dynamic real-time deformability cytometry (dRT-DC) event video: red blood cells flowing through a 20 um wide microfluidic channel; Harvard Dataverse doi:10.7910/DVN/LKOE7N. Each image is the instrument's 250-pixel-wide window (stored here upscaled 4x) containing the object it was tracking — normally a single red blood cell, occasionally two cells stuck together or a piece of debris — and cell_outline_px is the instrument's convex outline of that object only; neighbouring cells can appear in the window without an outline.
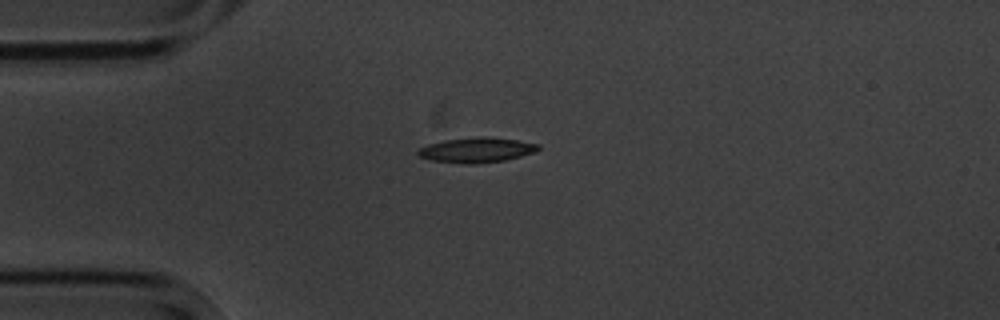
{"species": "common noctule bat (a hibernating species)", "species_latin": "Nyctalus noctula", "temperature_condition": "cold", "stored_images_in_passage": 4, "camera_frame_rate_fps": 3000, "um_per_image_px": 0.085, "animal": {"sex": "male", "body_mass_g": 20.1, "forearm_length_mm": 53.5}, "frame": {"image": 1, "passage_image": 1, "time_ms": 0.0, "image_size_px": [1000, 320], "cell_outline_px": [[540, 148], [536, 152], [504, 160], [472, 164], [464, 164], [432, 160], [420, 156], [416, 152], [420, 148], [428, 144], [444, 140], [484, 136], [516, 140], [540, 144]], "centroid_in_image_um": [40.52, 12.75], "position_along_channel_um": 44.5, "area_um2": 17.34}}
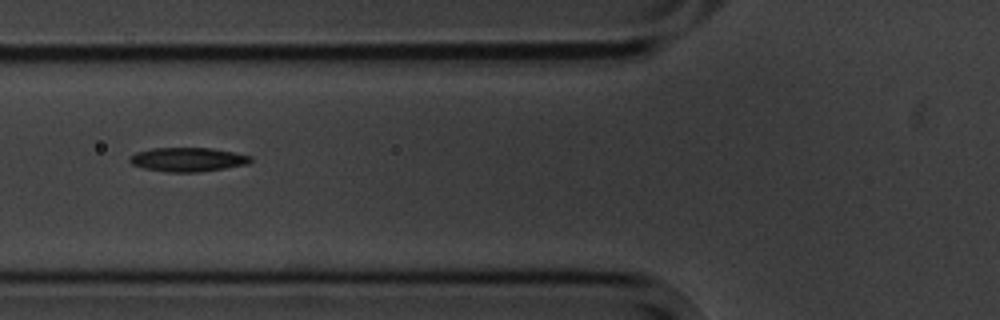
{"frame": {"image": 2, "passage_image": 3, "time_ms": 2.333, "image_size_px": [1000, 320], "cell_outline_px": [[252, 160], [248, 164], [224, 168], [196, 172], [168, 172], [144, 168], [132, 164], [128, 160], [128, 156], [136, 152], [152, 148], [212, 148], [252, 156]], "centroid_in_image_um": [15.93, 13.55], "position_along_channel_um": 109.9, "area_um2": 16.88}}
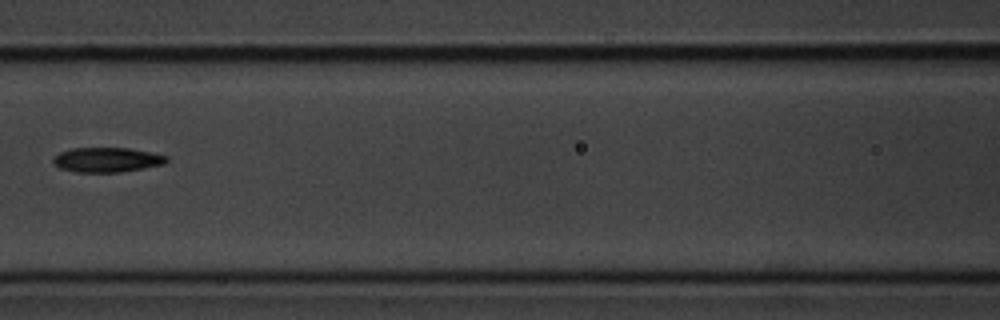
{"frame": {"image": 3, "passage_image": 4, "time_ms": 3.667, "image_size_px": [1000, 320], "cell_outline_px": [[168, 160], [164, 164], [144, 168], [120, 172], [76, 172], [60, 168], [52, 164], [52, 160], [60, 152], [72, 148], [128, 148], [152, 152], [168, 156]], "centroid_in_image_um": [9.1, 13.58], "position_along_channel_um": 157.5, "area_um2": 16.36}}